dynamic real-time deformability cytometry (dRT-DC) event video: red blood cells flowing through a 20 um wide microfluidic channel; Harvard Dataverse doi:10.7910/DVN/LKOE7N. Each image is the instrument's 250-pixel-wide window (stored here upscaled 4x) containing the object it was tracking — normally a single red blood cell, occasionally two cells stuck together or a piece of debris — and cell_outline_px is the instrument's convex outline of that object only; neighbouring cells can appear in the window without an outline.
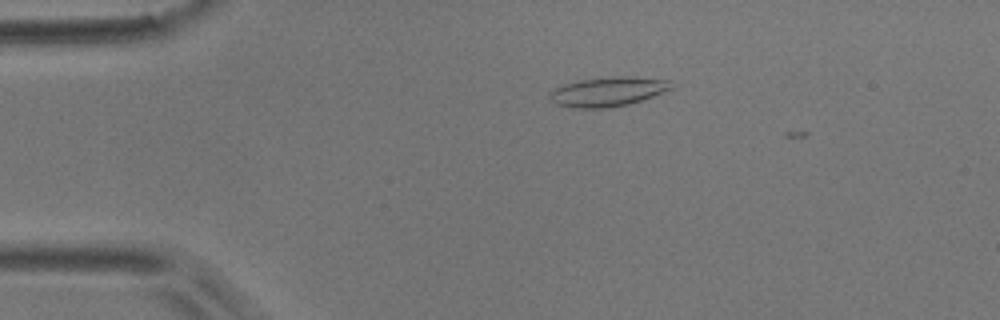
{"species": "common noctule bat (a hibernating species)", "species_latin": "Nyctalus noctula", "temperature_condition": "room temperature", "stored_images_in_passage": 10, "camera_frame_rate_fps": 3000, "um_per_image_px": 0.085, "animal": {"sex": "male", "body_mass_g": 17.9}, "frame": {"image": 1, "passage_image": 7, "time_ms": 2.0, "image_size_px": [1000, 320], "cell_outline_px": [[672, 88], [664, 92], [628, 104], [604, 108], [576, 108], [556, 104], [548, 96], [548, 92], [564, 84], [580, 80], [608, 76], [632, 76], [672, 80]], "centroid_in_image_um": [51.68, 7.77], "position_along_channel_um": 33.3, "area_um2": 20.87}}